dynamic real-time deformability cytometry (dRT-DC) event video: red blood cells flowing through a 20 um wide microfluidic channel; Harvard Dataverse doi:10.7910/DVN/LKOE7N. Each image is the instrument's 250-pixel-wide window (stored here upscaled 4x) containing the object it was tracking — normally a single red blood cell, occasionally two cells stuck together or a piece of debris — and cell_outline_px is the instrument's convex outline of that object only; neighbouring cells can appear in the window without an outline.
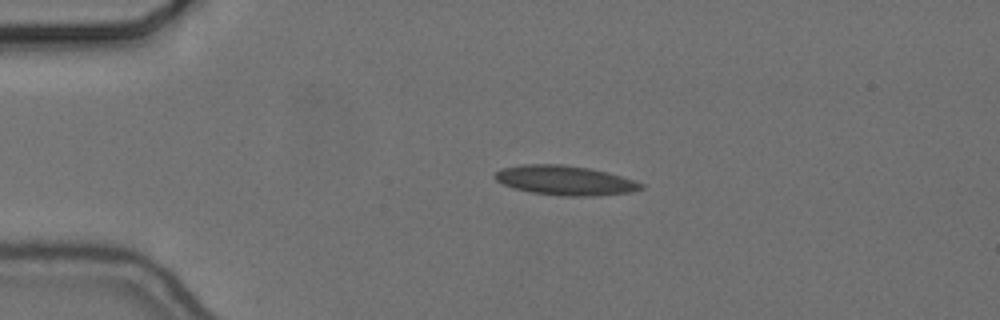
{"species": "common noctule bat (a hibernating species)", "species_latin": "Nyctalus noctula", "temperature_condition": "cold", "stored_images_in_passage": 36, "camera_frame_rate_fps": 3000, "um_per_image_px": 0.085, "animal": {"sex": "female", "body_mass_g": 24.6, "forearm_length_mm": 56.2}, "frame": {"image": 1, "passage_image": 1, "time_ms": 0.0, "image_size_px": [1000, 320], "cell_outline_px": [[644, 188], [628, 192], [596, 196], [564, 196], [532, 192], [516, 188], [504, 184], [496, 180], [492, 176], [500, 168], [520, 164], [564, 164], [588, 168], [608, 172], [644, 184]], "centroid_in_image_um": [48.0, 15.32], "position_along_channel_um": 37.0, "area_um2": 25.03}}
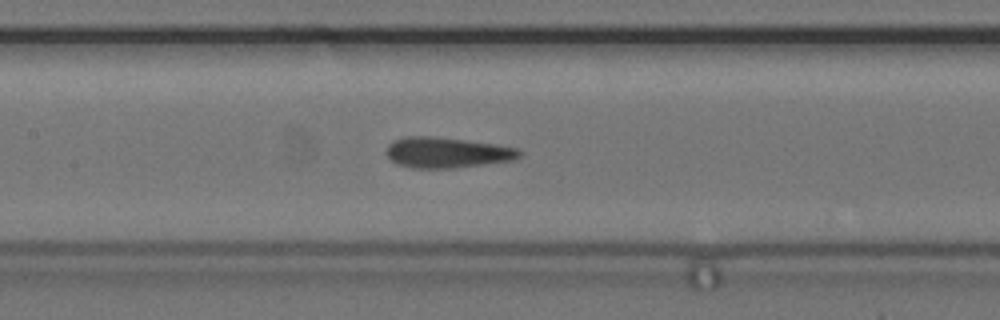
{"frame": {"image": 2, "passage_image": 15, "time_ms": 4.667, "image_size_px": [1000, 320], "cell_outline_px": [[524, 152], [520, 156], [512, 160], [484, 164], [452, 168], [412, 168], [396, 164], [388, 156], [388, 144], [396, 140], [408, 136], [428, 136], [464, 140], [496, 144], [516, 148]], "centroid_in_image_um": [38.01, 12.97], "position_along_channel_um": 169.4, "area_um2": 23.41}}
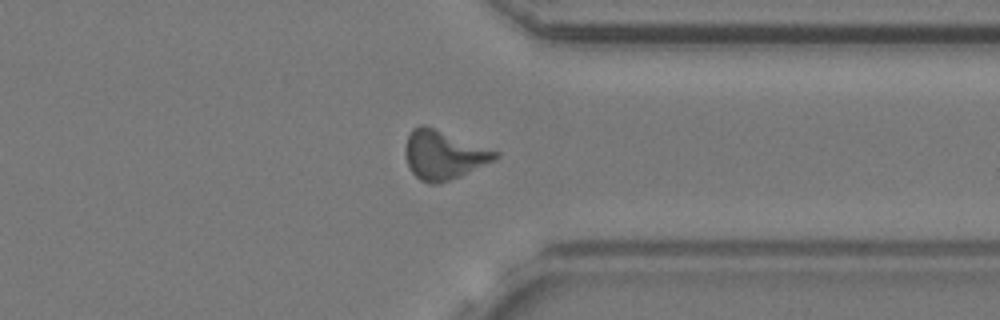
{"frame": {"image": 3, "passage_image": 32, "time_ms": 10.333, "image_size_px": [1000, 320], "cell_outline_px": [[500, 156], [496, 160], [460, 176], [436, 184], [432, 184], [420, 180], [412, 172], [408, 164], [404, 152], [404, 148], [408, 136], [412, 128], [420, 124], [424, 124], [500, 152]], "centroid_in_image_um": [37.7, 13.15], "position_along_channel_um": 373.7, "area_um2": 25.61}, "authors_computed_cell_mechanics": {"area_um2": 23.8136, "velocity_mm_per_s": 3.6478, "shape_relaxation_time_tau1_ms": null, "shape_relaxation_time_tau2_ms": 2.0716, "deformation_change_tau1": null, "deformation_change_tau2": 0.0975}}